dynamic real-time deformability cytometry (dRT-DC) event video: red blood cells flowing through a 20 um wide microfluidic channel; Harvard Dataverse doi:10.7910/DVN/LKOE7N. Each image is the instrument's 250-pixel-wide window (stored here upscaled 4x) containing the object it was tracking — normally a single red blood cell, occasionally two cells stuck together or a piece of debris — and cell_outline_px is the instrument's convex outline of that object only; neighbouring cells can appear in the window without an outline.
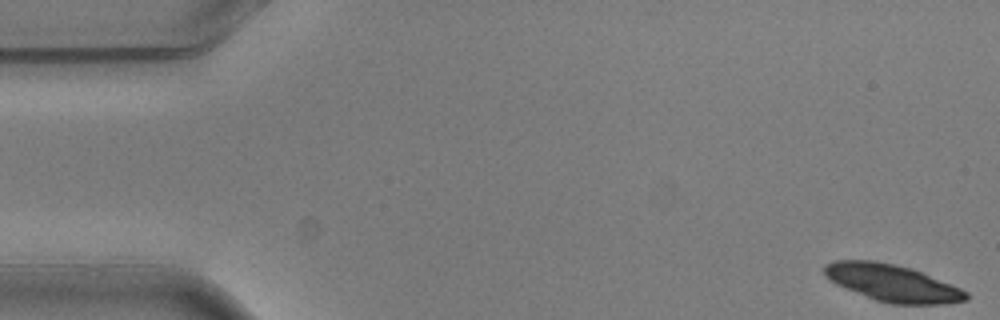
{"species": "common noctule bat (a hibernating species)", "species_latin": "Nyctalus noctula", "temperature_condition": "warm", "stored_images_in_passage": 4, "camera_frame_rate_fps": 3000, "um_per_image_px": 0.085, "animal": {"sex": "male", "body_mass_g": 20.5, "forearm_length_mm": 52.5}, "frame": {"image": 1, "passage_image": 1, "time_ms": 0.0, "image_size_px": [1000, 320], "cell_outline_px": [[968, 300], [944, 304], [892, 304], [876, 300], [844, 288], [836, 284], [824, 276], [824, 264], [836, 260], [872, 260], [912, 268], [960, 288], [968, 292]], "centroid_in_image_um": [75.83, 24.05], "position_along_channel_um": 9.2, "area_um2": 30.46}}